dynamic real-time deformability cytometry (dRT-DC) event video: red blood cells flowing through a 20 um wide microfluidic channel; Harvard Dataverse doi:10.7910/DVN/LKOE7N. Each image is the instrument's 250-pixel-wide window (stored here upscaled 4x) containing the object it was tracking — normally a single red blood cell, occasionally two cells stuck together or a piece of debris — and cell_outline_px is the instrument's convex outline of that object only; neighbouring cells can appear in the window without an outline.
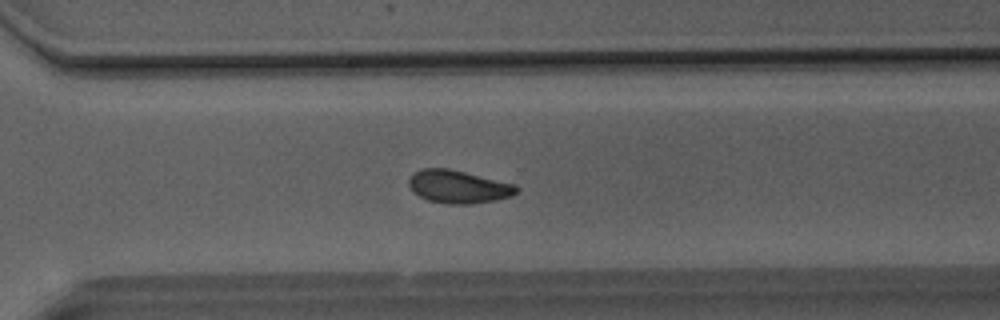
{"species": "Egyptian fruit bat (a non-hibernating species)", "species_latin": "Rousettus aegyptiacus", "temperature_condition": "room temperature", "stored_images_in_passage": 48, "camera_frame_rate_fps": 3000, "um_per_image_px": 0.085, "animal": {"sex": "male"}, "frame": {"image": 1, "passage_image": 35, "time_ms": 11.333, "image_size_px": [1000, 320], "cell_outline_px": [[520, 188], [512, 196], [496, 200], [472, 204], [448, 204], [428, 200], [412, 192], [408, 184], [408, 180], [420, 168], [448, 168], [516, 184]], "centroid_in_image_um": [38.97, 15.87], "position_along_channel_um": 331.6, "area_um2": 20.75}}
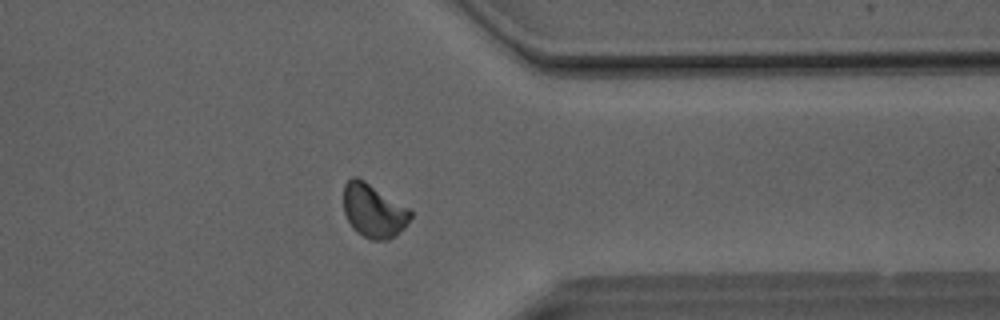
{"frame": {"image": 2, "passage_image": 39, "time_ms": 12.667, "image_size_px": [1000, 320], "cell_outline_px": [[412, 216], [404, 228], [388, 240], [372, 240], [356, 232], [352, 228], [344, 212], [344, 184], [352, 176], [356, 176], [364, 180], [408, 208], [412, 212]], "centroid_in_image_um": [31.73, 17.91], "position_along_channel_um": 379.7, "area_um2": 20.75}}
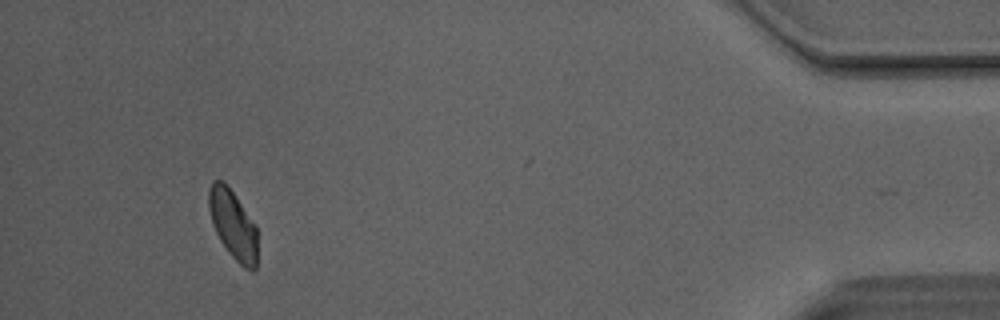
{"frame": {"image": 3, "passage_image": 46, "time_ms": 15.0, "image_size_px": [1000, 320], "cell_outline_px": [[256, 268], [252, 272], [244, 268], [232, 256], [220, 240], [212, 224], [208, 208], [208, 188], [212, 180], [224, 180], [256, 224]], "centroid_in_image_um": [19.78, 19.05], "position_along_channel_um": 415.4, "area_um2": 19.65}, "authors_computed_cell_mechanics": {"area_um2": 20.9236, "velocity_mm_per_s": 4.0954, "shape_relaxation_time_tau1_ms": 4.5607, "shape_relaxation_time_tau2_ms": 3.5399, "deformation_change_tau1": 0.1142, "deformation_change_tau2": 0.0846}}